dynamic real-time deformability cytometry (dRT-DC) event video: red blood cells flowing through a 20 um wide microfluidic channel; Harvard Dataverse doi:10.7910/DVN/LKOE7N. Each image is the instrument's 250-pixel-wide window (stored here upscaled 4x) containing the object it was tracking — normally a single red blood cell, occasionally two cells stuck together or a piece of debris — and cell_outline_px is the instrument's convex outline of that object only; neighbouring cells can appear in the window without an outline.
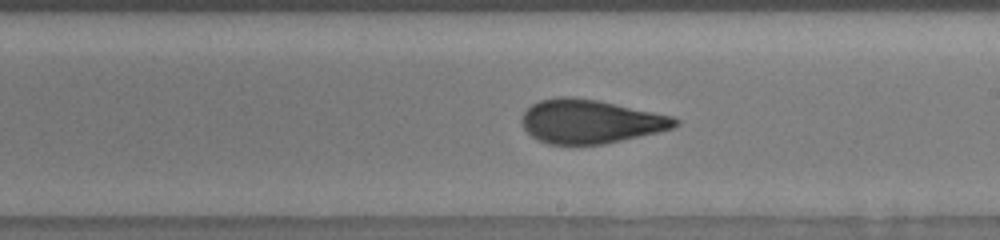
{"species": "human", "species_latin": "Homo sapiens", "temperature_condition": "room temperature", "stored_images_in_passage": 26, "camera_frame_rate_fps": 3000, "um_per_image_px": 0.085, "donor": {"sex": "male"}, "frame": {"image": 1, "passage_image": 12, "time_ms": 3.667, "image_size_px": [1000, 240], "cell_outline_px": [[680, 124], [672, 128], [660, 132], [604, 144], [548, 144], [532, 136], [524, 128], [520, 120], [524, 112], [532, 104], [540, 100], [556, 96], [576, 96], [600, 100], [672, 116], [680, 120]], "centroid_in_image_um": [50.19, 10.31], "position_along_channel_um": 238.8, "area_um2": 39.36}}
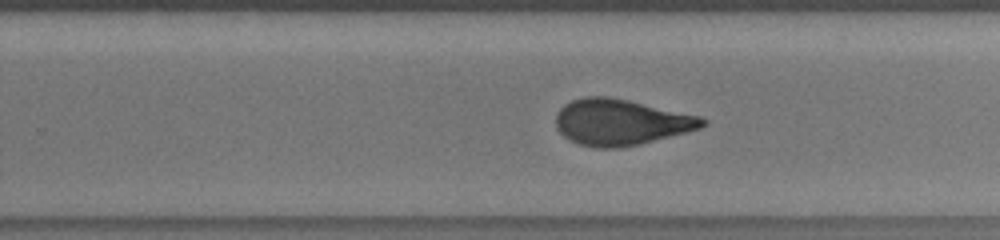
{"frame": {"image": 2, "passage_image": 15, "time_ms": 4.667, "image_size_px": [1000, 240], "cell_outline_px": [[708, 124], [700, 128], [640, 144], [620, 148], [596, 148], [580, 144], [564, 136], [556, 128], [556, 116], [560, 108], [564, 104], [572, 100], [584, 96], [608, 96], [628, 100], [704, 116], [708, 120]], "centroid_in_image_um": [52.8, 10.37], "position_along_channel_um": 277.0, "area_um2": 39.48}}
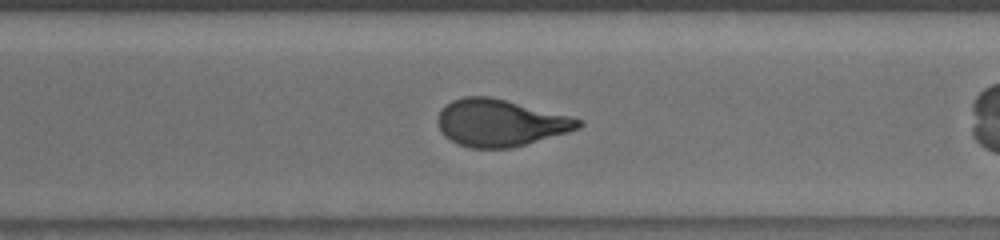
{"frame": {"image": 3, "passage_image": 19, "time_ms": 6.0, "image_size_px": [1000, 240], "cell_outline_px": [[584, 124], [580, 128], [512, 148], [472, 148], [460, 144], [444, 136], [436, 120], [440, 112], [452, 100], [464, 96], [488, 96], [584, 120]], "centroid_in_image_um": [42.51, 10.45], "position_along_channel_um": 328.1, "area_um2": 37.86}}